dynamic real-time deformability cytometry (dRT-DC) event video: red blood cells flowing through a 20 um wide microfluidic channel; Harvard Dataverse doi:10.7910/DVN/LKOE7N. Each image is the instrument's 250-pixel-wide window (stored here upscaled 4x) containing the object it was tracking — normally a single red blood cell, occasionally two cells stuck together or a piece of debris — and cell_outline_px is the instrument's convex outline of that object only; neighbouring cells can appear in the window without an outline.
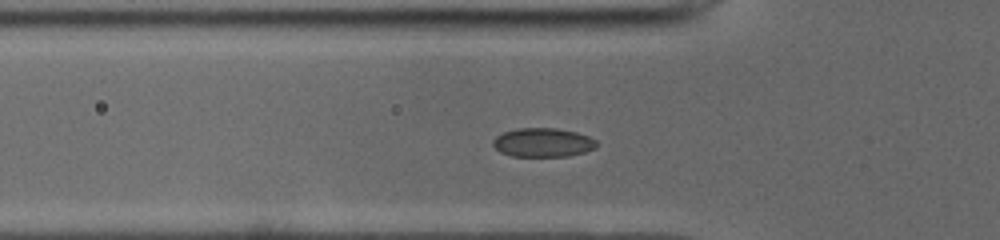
{"species": "common noctule bat (a hibernating species)", "species_latin": "Nyctalus noctula", "temperature_condition": "cold", "stored_images_in_passage": 41, "camera_frame_rate_fps": 3000, "um_per_image_px": 0.085, "animal": {"sex": "male", "body_mass_g": 19.0, "forearm_length_mm": 50.8}, "frame": {"image": 1, "passage_image": 6, "time_ms": 1.667, "image_size_px": [1000, 240], "cell_outline_px": [[596, 148], [584, 152], [568, 156], [512, 156], [500, 152], [492, 144], [492, 140], [496, 136], [504, 132], [516, 128], [556, 128], [576, 132], [588, 136], [596, 140]], "centroid_in_image_um": [46.13, 12.11], "position_along_channel_um": 79.7, "area_um2": 17.46}}
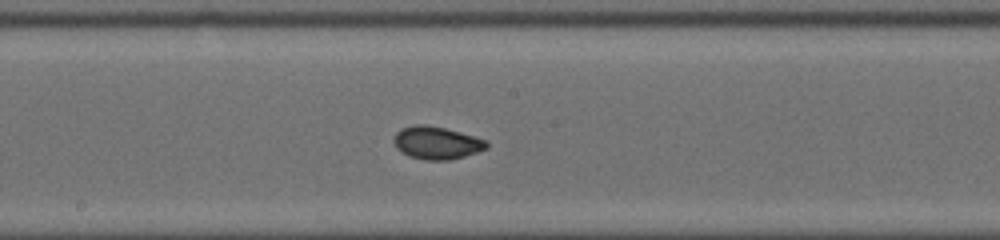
{"frame": {"image": 2, "passage_image": 16, "time_ms": 5.0, "image_size_px": [1000, 240], "cell_outline_px": [[488, 148], [464, 156], [448, 160], [424, 160], [408, 156], [400, 152], [396, 148], [392, 140], [396, 132], [400, 128], [416, 124], [424, 124], [444, 128], [460, 132], [488, 140]], "centroid_in_image_um": [37.08, 12.14], "position_along_channel_um": 211.1, "area_um2": 17.86}}
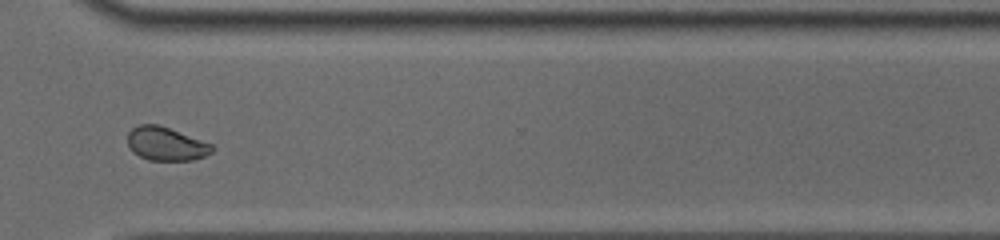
{"frame": {"image": 3, "passage_image": 27, "time_ms": 8.667, "image_size_px": [1000, 240], "cell_outline_px": [[212, 152], [204, 156], [192, 160], [148, 160], [132, 152], [128, 144], [128, 132], [132, 128], [140, 124], [156, 124], [168, 128], [212, 144]], "centroid_in_image_um": [14.07, 12.23], "position_along_channel_um": 356.5, "area_um2": 16.24}, "authors_computed_cell_mechanics": {"area_um2": 17.2822, "velocity_mm_per_s": 3.9398, "shape_relaxation_time_tau1_ms": 4.9497, "shape_relaxation_time_tau2_ms": 0.6706, "deformation_change_tau1": 0.1186, "deformation_change_tau2": 0.0339}}